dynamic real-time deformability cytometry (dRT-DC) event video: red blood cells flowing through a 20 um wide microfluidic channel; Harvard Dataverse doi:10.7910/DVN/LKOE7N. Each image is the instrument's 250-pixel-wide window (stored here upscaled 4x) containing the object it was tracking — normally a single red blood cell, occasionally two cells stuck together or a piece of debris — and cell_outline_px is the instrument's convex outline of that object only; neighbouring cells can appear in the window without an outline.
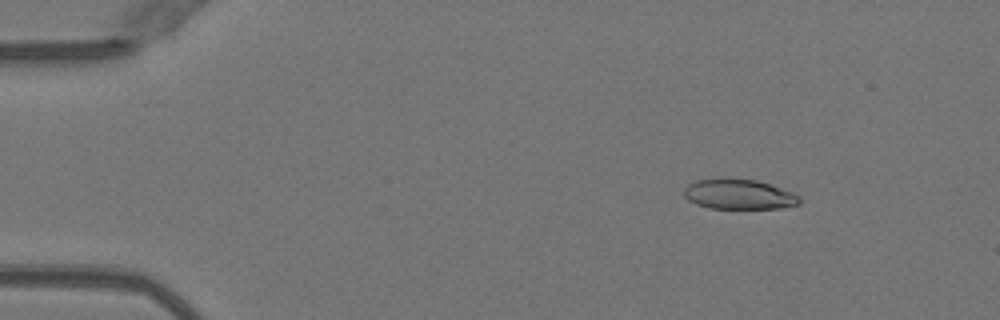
{"species": "Egyptian fruit bat (a non-hibernating species)", "species_latin": "Rousettus aegyptiacus", "temperature_condition": "warm", "stored_images_in_passage": 15, "camera_frame_rate_fps": 3000, "um_per_image_px": 0.085, "animal": {"sex": "female"}, "frame": {"image": 1, "passage_image": 6, "time_ms": 1.667, "image_size_px": [1000, 320], "cell_outline_px": [[800, 204], [780, 208], [708, 208], [696, 204], [688, 200], [684, 196], [684, 188], [688, 184], [696, 180], [724, 176], [756, 180], [792, 192], [800, 196]], "centroid_in_image_um": [62.76, 16.49], "position_along_channel_um": 22.2, "area_um2": 20.58}}
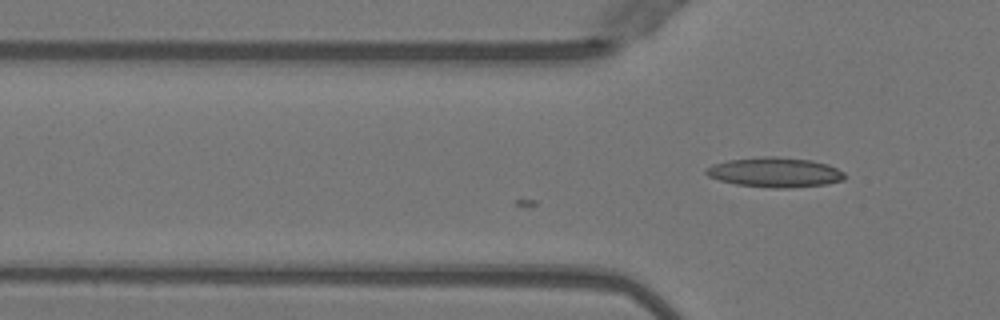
{"frame": {"image": 2, "passage_image": 15, "time_ms": 4.667, "image_size_px": [1000, 320], "cell_outline_px": [[844, 180], [828, 184], [788, 188], [772, 188], [736, 184], [720, 180], [708, 176], [704, 172], [704, 168], [712, 164], [728, 160], [764, 156], [776, 156], [812, 160], [828, 164], [844, 172]], "centroid_in_image_um": [65.86, 14.64], "position_along_channel_um": 59.9, "area_um2": 24.22}}